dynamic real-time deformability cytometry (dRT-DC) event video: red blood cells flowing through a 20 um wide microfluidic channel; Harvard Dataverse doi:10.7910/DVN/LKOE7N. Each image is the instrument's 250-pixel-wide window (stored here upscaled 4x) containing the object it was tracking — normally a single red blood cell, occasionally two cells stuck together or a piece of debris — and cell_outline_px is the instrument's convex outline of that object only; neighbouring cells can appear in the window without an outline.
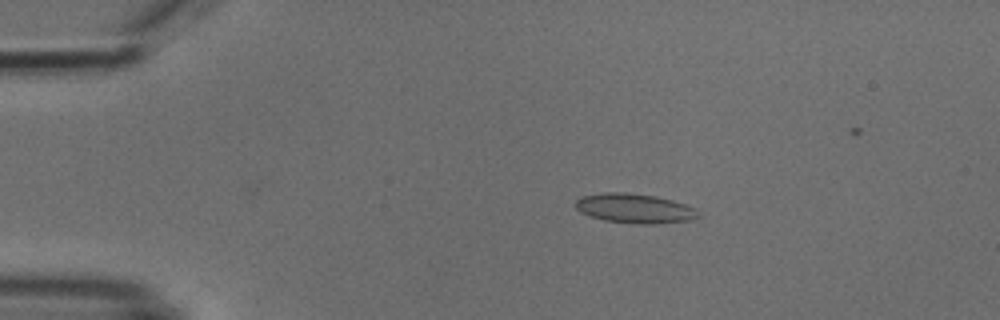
{"species": "common noctule bat (a hibernating species)", "species_latin": "Nyctalus noctula", "temperature_condition": "cold", "stored_images_in_passage": 7, "camera_frame_rate_fps": 3000, "um_per_image_px": 0.085, "animal": {"sex": "male", "body_mass_g": 18.8}, "frame": {"image": 1, "passage_image": 2, "time_ms": 1.0, "image_size_px": [1000, 320], "cell_outline_px": [[700, 216], [692, 220], [656, 224], [636, 224], [604, 220], [588, 216], [580, 212], [576, 208], [576, 200], [580, 196], [604, 192], [624, 192], [656, 196], [672, 200], [696, 208]], "centroid_in_image_um": [53.94, 17.72], "position_along_channel_um": 31.1, "area_um2": 21.33}}
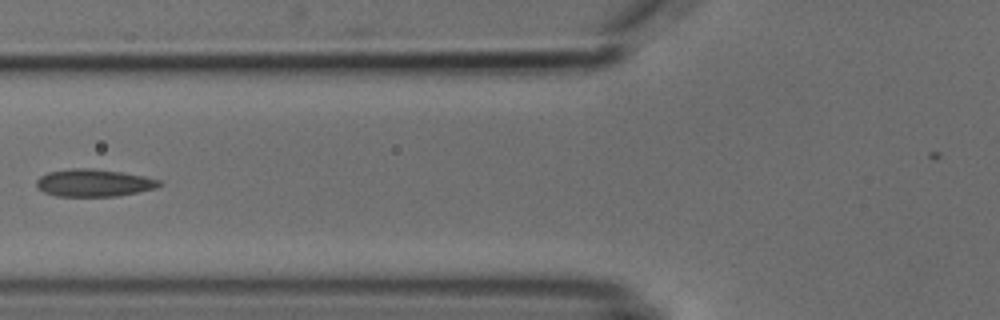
{"frame": {"image": 2, "passage_image": 5, "time_ms": 4.667, "image_size_px": [1000, 320], "cell_outline_px": [[164, 184], [156, 188], [116, 196], [56, 196], [44, 192], [36, 184], [36, 180], [40, 176], [48, 172], [68, 168], [92, 168], [120, 172], [144, 176], [160, 180]], "centroid_in_image_um": [7.97, 15.53], "position_along_channel_um": 117.8, "area_um2": 19.59}}
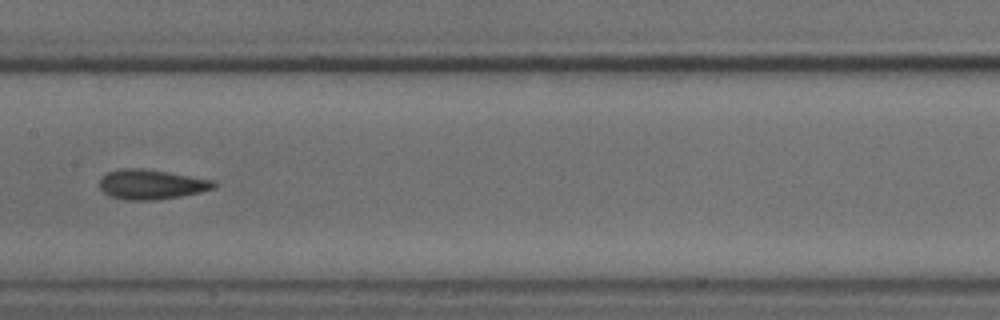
{"frame": {"image": 3, "passage_image": 7, "time_ms": 6.667, "image_size_px": [1000, 320], "cell_outline_px": [[216, 188], [200, 192], [180, 196], [152, 200], [124, 200], [112, 196], [104, 192], [100, 188], [100, 180], [108, 172], [120, 168], [140, 168], [168, 172], [216, 180]], "centroid_in_image_um": [12.9, 15.67], "position_along_channel_um": 194.5, "area_um2": 19.77}}